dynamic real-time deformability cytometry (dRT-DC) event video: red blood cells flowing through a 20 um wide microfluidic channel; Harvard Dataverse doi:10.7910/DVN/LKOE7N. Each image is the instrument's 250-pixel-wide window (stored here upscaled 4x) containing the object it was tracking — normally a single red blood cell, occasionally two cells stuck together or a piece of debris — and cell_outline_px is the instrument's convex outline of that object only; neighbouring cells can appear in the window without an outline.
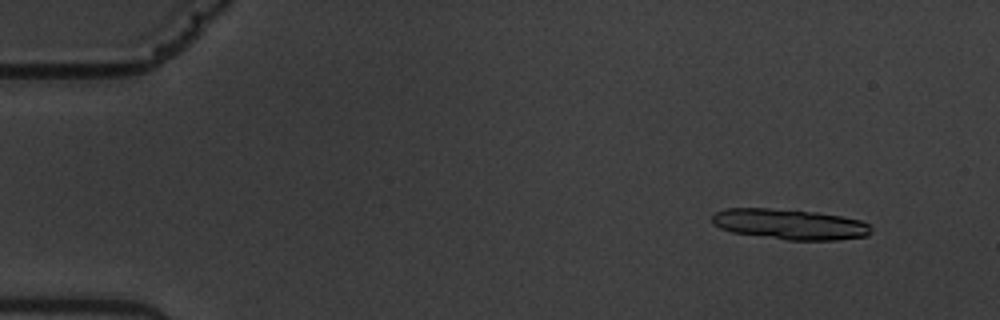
{"species": "common noctule bat (a hibernating species)", "species_latin": "Nyctalus noctula", "temperature_condition": "warm", "stored_images_in_passage": 18, "camera_frame_rate_fps": 3000, "um_per_image_px": 0.085, "animal": {"sex": "male", "body_mass_g": 19.5, "forearm_length_mm": 54.6}, "frame": {"image": 1, "passage_image": 6, "time_ms": 1.667, "image_size_px": [1000, 320], "cell_outline_px": [[872, 232], [868, 236], [836, 240], [788, 240], [732, 232], [720, 228], [712, 224], [712, 216], [716, 212], [728, 208], [768, 208], [816, 212], [840, 216], [860, 220], [868, 224], [872, 228]], "centroid_in_image_um": [67.14, 19.06], "position_along_channel_um": 17.9, "area_um2": 28.21}}